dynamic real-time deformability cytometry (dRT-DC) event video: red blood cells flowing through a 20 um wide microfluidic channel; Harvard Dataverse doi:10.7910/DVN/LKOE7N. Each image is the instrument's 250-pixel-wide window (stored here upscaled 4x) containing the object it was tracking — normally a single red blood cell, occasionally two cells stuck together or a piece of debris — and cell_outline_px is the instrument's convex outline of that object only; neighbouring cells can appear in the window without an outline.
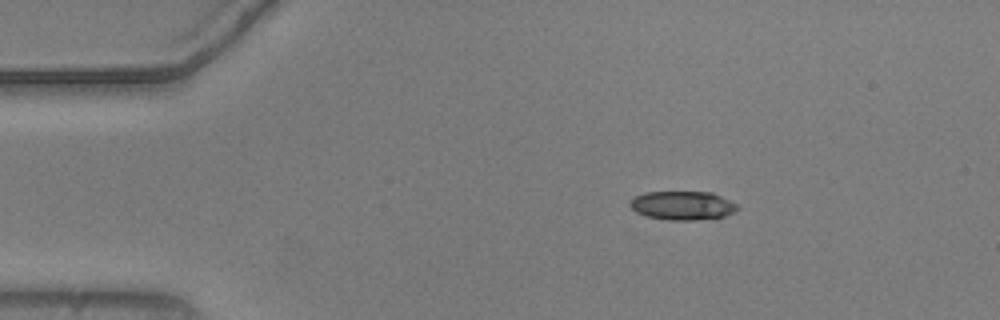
{"species": "common noctule bat (a hibernating species)", "species_latin": "Nyctalus noctula", "temperature_condition": "warm", "stored_images_in_passage": 46, "camera_frame_rate_fps": 3000, "um_per_image_px": 0.085, "animal": {"sex": "male", "body_mass_g": 20.5, "forearm_length_mm": 52.5}, "frame": {"image": 1, "passage_image": 1, "time_ms": 0.0, "image_size_px": [1000, 320], "cell_outline_px": [[740, 208], [736, 212], [724, 216], [696, 220], [668, 220], [644, 216], [636, 212], [628, 204], [636, 196], [644, 192], [712, 192], [736, 204]], "centroid_in_image_um": [58.01, 17.47], "position_along_channel_um": 27.0, "area_um2": 18.03}}
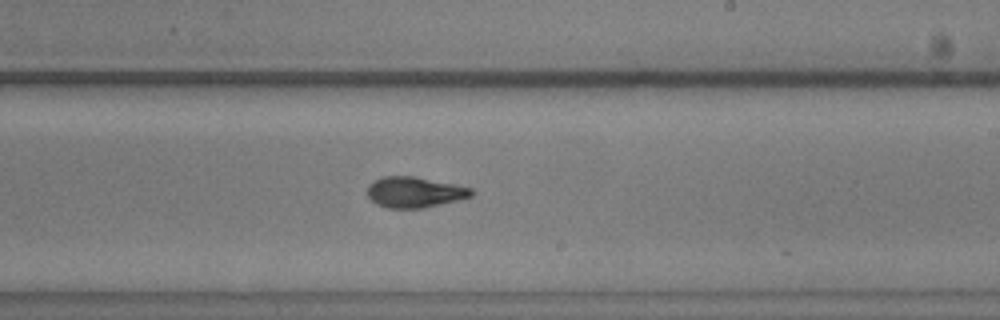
{"frame": {"image": 2, "passage_image": 24, "time_ms": 7.667, "image_size_px": [1000, 320], "cell_outline_px": [[472, 196], [424, 208], [388, 208], [376, 204], [368, 196], [368, 184], [372, 180], [380, 176], [412, 176], [472, 188]], "centroid_in_image_um": [35.17, 16.33], "position_along_channel_um": 253.8, "area_um2": 18.44}}
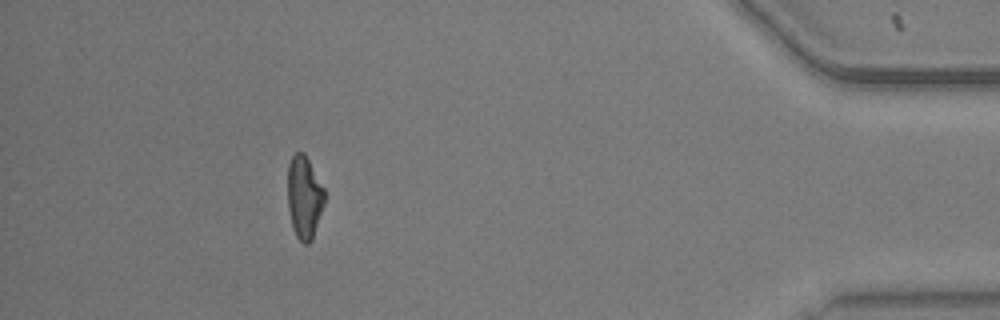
{"frame": {"image": 3, "passage_image": 41, "time_ms": 13.333, "image_size_px": [1000, 320], "cell_outline_px": [[324, 204], [312, 240], [308, 244], [304, 244], [296, 236], [292, 228], [288, 208], [288, 164], [292, 156], [296, 152], [304, 152], [324, 188]], "centroid_in_image_um": [25.85, 16.77], "position_along_channel_um": 409.3, "area_um2": 17.74}, "authors_computed_cell_mechanics": {"area_um2": 18.207, "velocity_mm_per_s": 3.7246, "shape_relaxation_time_tau1_ms": 3.0795, "shape_relaxation_time_tau2_ms": 2.5088, "deformation_change_tau1": 0.1391, "deformation_change_tau2": 0.1044}}